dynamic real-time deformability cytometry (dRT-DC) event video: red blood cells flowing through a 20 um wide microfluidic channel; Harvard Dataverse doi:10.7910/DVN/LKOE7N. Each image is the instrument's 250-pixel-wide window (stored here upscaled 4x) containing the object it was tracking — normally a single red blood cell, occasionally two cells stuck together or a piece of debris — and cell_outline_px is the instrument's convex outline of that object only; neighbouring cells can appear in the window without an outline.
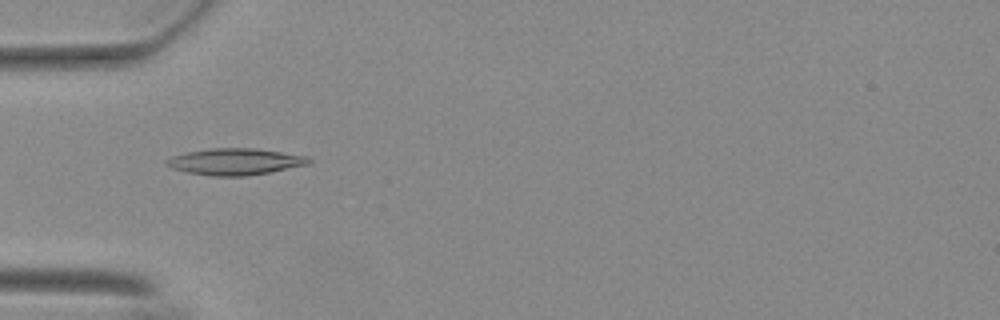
{"species": "Egyptian fruit bat (a non-hibernating species)", "species_latin": "Rousettus aegyptiacus", "temperature_condition": "warm", "stored_images_in_passage": 47, "camera_frame_rate_fps": 3000, "um_per_image_px": 0.085, "animal": {"sex": "female"}, "frame": {"image": 1, "passage_image": 10, "time_ms": 3.0, "image_size_px": [1000, 320], "cell_outline_px": [[312, 160], [308, 164], [268, 172], [244, 176], [212, 176], [188, 172], [172, 168], [164, 164], [164, 160], [172, 156], [188, 152], [212, 148], [256, 148], [308, 156]], "centroid_in_image_um": [19.97, 13.73], "position_along_channel_um": 65.0, "area_um2": 21.85}}
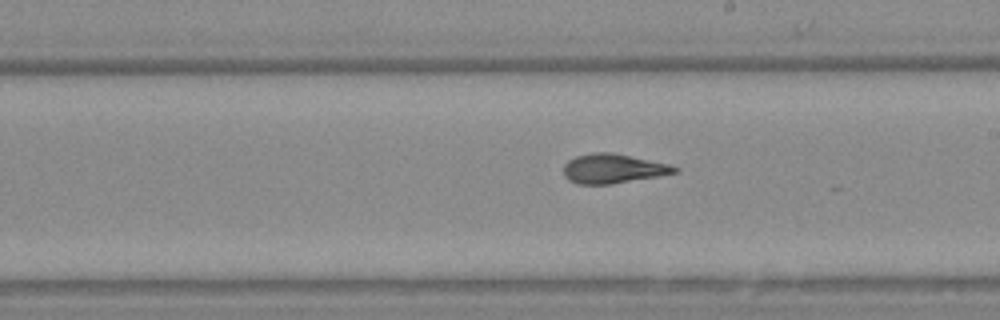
{"frame": {"image": 2, "passage_image": 24, "time_ms": 7.667, "image_size_px": [1000, 320], "cell_outline_px": [[680, 172], [660, 176], [612, 184], [576, 184], [568, 180], [564, 176], [564, 164], [568, 160], [576, 156], [592, 152], [612, 152], [672, 164], [680, 168]], "centroid_in_image_um": [52.15, 14.33], "position_along_channel_um": 236.8, "area_um2": 19.42}}
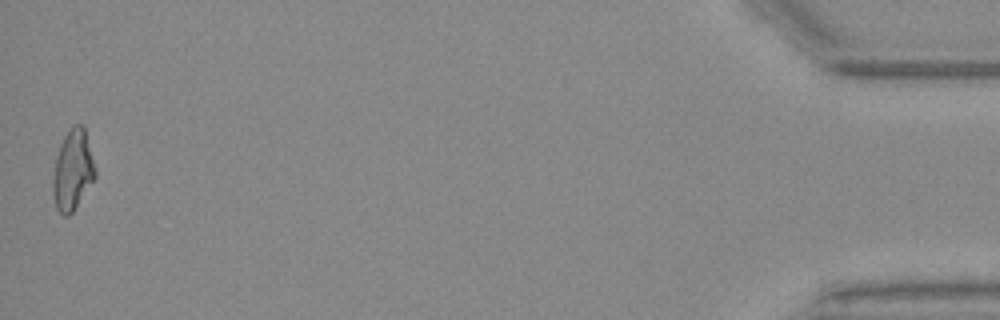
{"frame": {"image": 3, "passage_image": 47, "time_ms": 15.333, "image_size_px": [1000, 320], "cell_outline_px": [[96, 176], [72, 212], [68, 216], [64, 216], [56, 208], [52, 192], [52, 184], [56, 156], [60, 144], [68, 128], [72, 124], [80, 124], [84, 128], [96, 168]], "centroid_in_image_um": [6.17, 14.44], "position_along_channel_um": 429.0, "area_um2": 19.71}, "authors_computed_cell_mechanics": {"area_um2": 19.2474, "velocity_mm_per_s": 3.713, "shape_relaxation_time_tau1_ms": 6.1053, "shape_relaxation_time_tau2_ms": 1.4954, "deformation_change_tau1": 0.2117, "deformation_change_tau2": 0.0979}}